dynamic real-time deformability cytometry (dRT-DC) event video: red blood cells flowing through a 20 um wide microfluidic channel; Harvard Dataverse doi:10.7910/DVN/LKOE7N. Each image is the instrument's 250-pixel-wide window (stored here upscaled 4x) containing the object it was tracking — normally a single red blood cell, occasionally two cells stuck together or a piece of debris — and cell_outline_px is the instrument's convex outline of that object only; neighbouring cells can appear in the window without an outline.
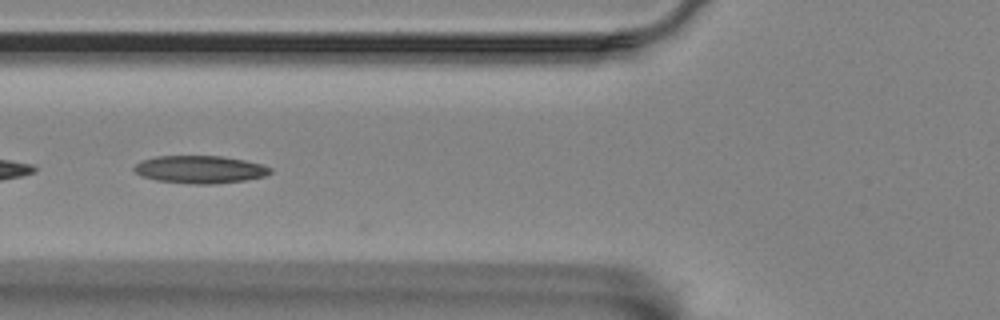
{"species": "Egyptian fruit bat (a non-hibernating species)", "species_latin": "Rousettus aegyptiacus", "temperature_condition": "room temperature", "stored_images_in_passage": 47, "camera_frame_rate_fps": 3000, "um_per_image_px": 0.085, "animal": {"sex": "female"}, "frame": {"image": 1, "passage_image": 15, "time_ms": 4.667, "image_size_px": [1000, 320], "cell_outline_px": [[272, 172], [264, 176], [244, 180], [212, 184], [196, 184], [156, 180], [140, 176], [132, 168], [136, 164], [144, 160], [156, 156], [220, 156], [244, 160], [260, 164], [272, 168]], "centroid_in_image_um": [16.98, 14.4], "position_along_channel_um": 108.8, "area_um2": 21.73}, "authors_computed_cell_mechanics": {"area_um2": 21.097, "velocity_mm_per_s": 3.5223, "shape_relaxation_time_tau1_ms": null, "shape_relaxation_time_tau2_ms": 7.9741, "deformation_change_tau1": null, "deformation_change_tau2": 0.1789}}